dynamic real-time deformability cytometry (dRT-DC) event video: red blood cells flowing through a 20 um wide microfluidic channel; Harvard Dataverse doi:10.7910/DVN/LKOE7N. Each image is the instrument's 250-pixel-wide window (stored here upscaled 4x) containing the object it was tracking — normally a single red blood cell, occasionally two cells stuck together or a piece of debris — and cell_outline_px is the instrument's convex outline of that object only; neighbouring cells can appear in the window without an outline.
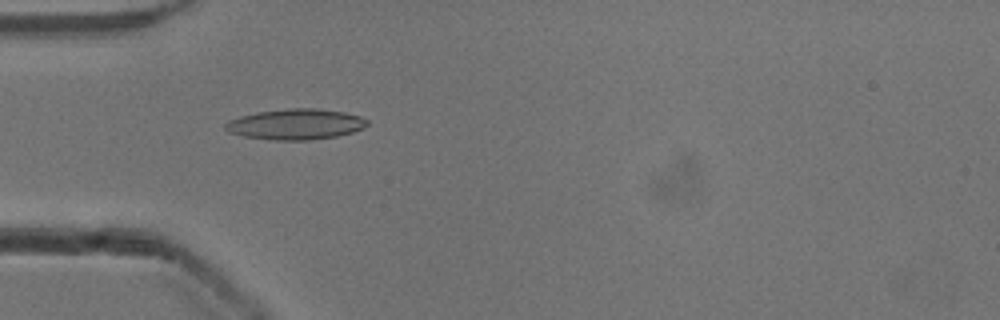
{"species": "common noctule bat (a hibernating species)", "species_latin": "Nyctalus noctula", "temperature_condition": "cold", "stored_images_in_passage": 52, "camera_frame_rate_fps": 3000, "um_per_image_px": 0.085, "animal": {"sex": "male", "body_mass_g": 13.3}, "frame": {"image": 1, "passage_image": 16, "time_ms": 5.0, "image_size_px": [1000, 320], "cell_outline_px": [[368, 124], [364, 128], [352, 132], [336, 136], [308, 140], [276, 140], [244, 136], [228, 132], [224, 128], [224, 124], [228, 120], [240, 116], [256, 112], [288, 108], [316, 108], [344, 112], [360, 116], [368, 120]], "centroid_in_image_um": [25.12, 10.55], "position_along_channel_um": 59.9, "area_um2": 25.37}}
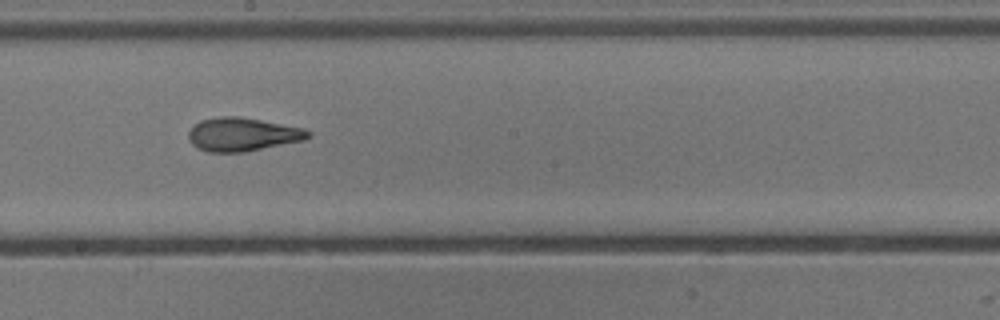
{"frame": {"image": 2, "passage_image": 29, "time_ms": 9.333, "image_size_px": [1000, 320], "cell_outline_px": [[312, 136], [304, 140], [244, 152], [208, 152], [196, 148], [192, 144], [188, 136], [188, 132], [200, 120], [220, 116], [240, 116], [304, 128], [312, 132]], "centroid_in_image_um": [20.63, 11.42], "position_along_channel_um": 227.6, "area_um2": 23.41}}
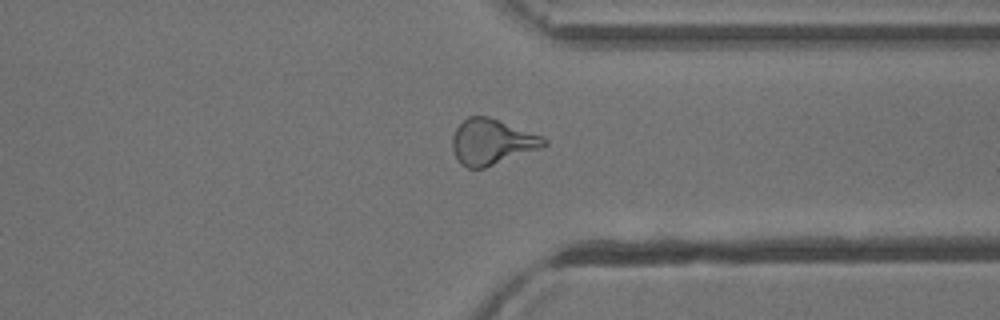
{"frame": {"image": 3, "passage_image": 40, "time_ms": 13.0, "image_size_px": [1000, 320], "cell_outline_px": [[548, 144], [540, 148], [484, 168], [468, 168], [460, 164], [452, 148], [452, 136], [456, 128], [468, 116], [488, 116], [544, 136], [548, 140]], "centroid_in_image_um": [41.81, 12.05], "position_along_channel_um": 369.6, "area_um2": 24.28}, "authors_computed_cell_mechanics": {"area_um2": 23.3223, "velocity_mm_per_s": 3.9077, "shape_relaxation_time_tau1_ms": 6.207, "shape_relaxation_time_tau2_ms": 1.7262, "deformation_change_tau1": 0.1935, "deformation_change_tau2": 0.0931}}